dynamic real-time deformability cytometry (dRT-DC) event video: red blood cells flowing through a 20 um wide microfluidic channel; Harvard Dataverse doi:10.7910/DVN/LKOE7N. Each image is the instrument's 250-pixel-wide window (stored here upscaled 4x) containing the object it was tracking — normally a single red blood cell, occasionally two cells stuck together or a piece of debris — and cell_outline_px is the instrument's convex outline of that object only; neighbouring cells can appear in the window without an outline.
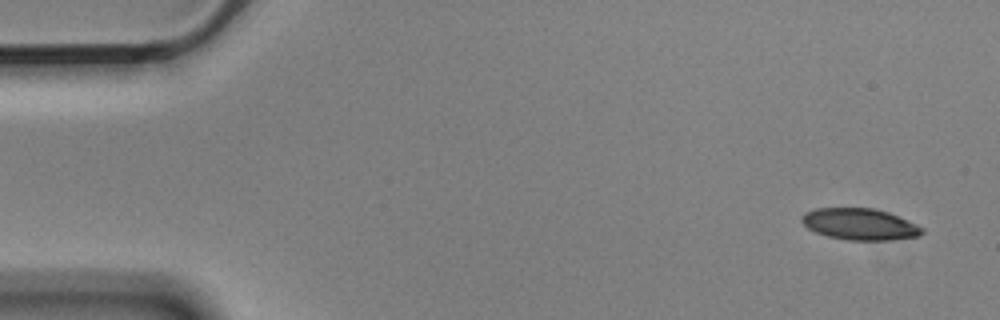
{"species": "Egyptian fruit bat (a non-hibernating species)", "species_latin": "Rousettus aegyptiacus", "temperature_condition": "cold", "stored_images_in_passage": 5, "camera_frame_rate_fps": 3000, "um_per_image_px": 0.085, "animal": {"sex": "male"}, "frame": {"image": 1, "passage_image": 1, "time_ms": 0.0, "image_size_px": [1000, 320], "cell_outline_px": [[924, 232], [920, 236], [888, 240], [848, 240], [828, 236], [816, 232], [808, 228], [800, 220], [800, 216], [804, 212], [816, 208], [876, 208], [888, 212], [908, 220], [924, 228]], "centroid_in_image_um": [73.08, 19.05], "position_along_channel_um": 11.9, "area_um2": 22.2}}
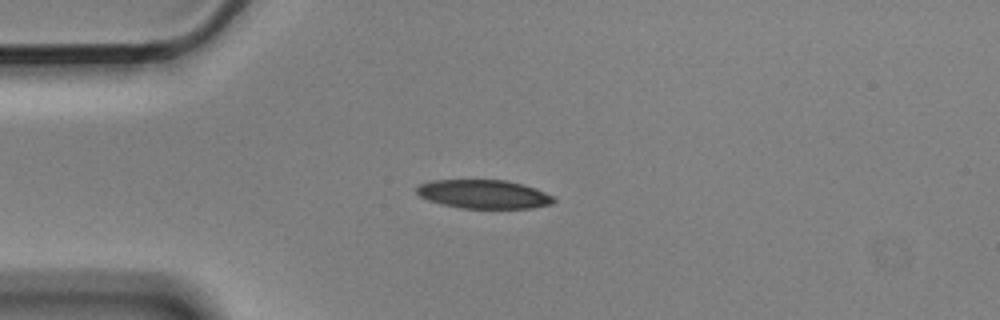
{"frame": {"image": 2, "passage_image": 4, "time_ms": 1.0, "image_size_px": [1000, 320], "cell_outline_px": [[556, 200], [552, 204], [532, 208], [460, 208], [440, 204], [428, 200], [420, 196], [416, 192], [416, 188], [420, 184], [428, 180], [508, 180], [536, 188], [552, 196]], "centroid_in_image_um": [41.1, 16.5], "position_along_channel_um": 43.9, "area_um2": 23.06}}